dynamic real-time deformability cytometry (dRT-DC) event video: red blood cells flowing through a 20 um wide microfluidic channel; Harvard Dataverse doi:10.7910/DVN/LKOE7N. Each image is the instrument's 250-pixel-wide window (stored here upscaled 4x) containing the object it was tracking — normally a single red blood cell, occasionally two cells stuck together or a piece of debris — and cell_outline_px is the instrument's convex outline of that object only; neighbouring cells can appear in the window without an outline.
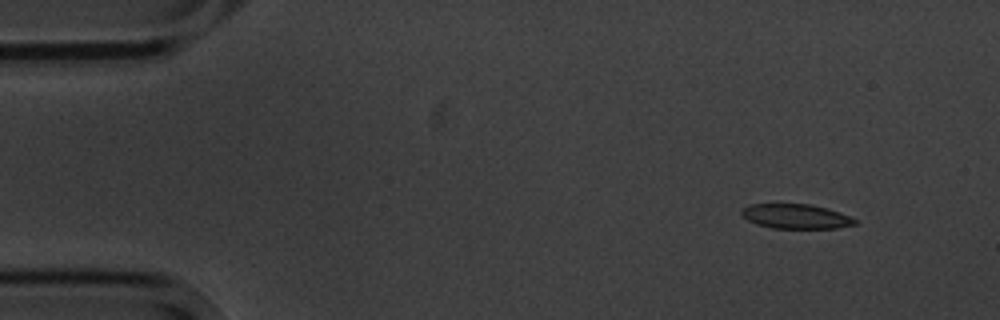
{"species": "common noctule bat (a hibernating species)", "species_latin": "Nyctalus noctula", "temperature_condition": "cold", "stored_images_in_passage": 4, "camera_frame_rate_fps": 3000, "um_per_image_px": 0.085, "animal": {"sex": "male", "body_mass_g": 20.1, "forearm_length_mm": 53.5}, "frame": {"image": 1, "passage_image": 1, "time_ms": 0.0, "image_size_px": [1000, 320], "cell_outline_px": [[856, 224], [836, 228], [772, 228], [756, 224], [748, 220], [740, 212], [740, 208], [748, 204], [812, 204], [828, 208], [848, 216], [856, 220]], "centroid_in_image_um": [67.6, 18.38], "position_along_channel_um": 17.4, "area_um2": 16.24}}
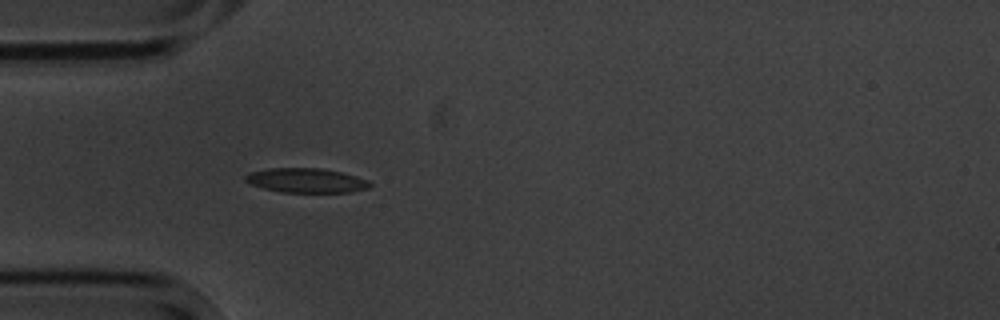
{"frame": {"image": 2, "passage_image": 4, "time_ms": 3.667, "image_size_px": [1000, 320], "cell_outline_px": [[372, 184], [368, 188], [348, 192], [280, 192], [264, 188], [252, 184], [244, 180], [244, 176], [248, 172], [268, 168], [320, 168], [340, 172], [356, 176], [368, 180]], "centroid_in_image_um": [26.0, 15.33], "position_along_channel_um": 59.0, "area_um2": 17.69}}